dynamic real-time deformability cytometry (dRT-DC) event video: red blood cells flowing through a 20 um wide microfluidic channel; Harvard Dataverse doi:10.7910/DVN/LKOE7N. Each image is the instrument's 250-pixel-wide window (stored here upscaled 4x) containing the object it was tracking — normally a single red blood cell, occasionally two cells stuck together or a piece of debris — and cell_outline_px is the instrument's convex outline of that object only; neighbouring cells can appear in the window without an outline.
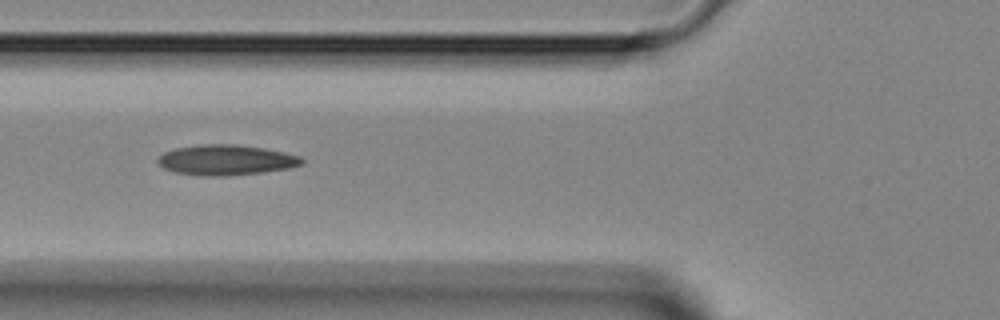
{"species": "Egyptian fruit bat (a non-hibernating species)", "species_latin": "Rousettus aegyptiacus", "temperature_condition": "room temperature", "stored_images_in_passage": 3, "camera_frame_rate_fps": 3000, "um_per_image_px": 0.085, "animal": {"sex": "female"}, "frame": {"image": 1, "passage_image": 3, "time_ms": 2.0, "image_size_px": [1000, 320], "cell_outline_px": [[304, 160], [300, 164], [288, 168], [264, 172], [228, 176], [200, 176], [176, 172], [164, 168], [156, 160], [164, 152], [176, 148], [200, 144], [236, 144], [264, 148], [284, 152], [300, 156]], "centroid_in_image_um": [19.2, 13.6], "position_along_channel_um": 106.6, "area_um2": 25.43}}